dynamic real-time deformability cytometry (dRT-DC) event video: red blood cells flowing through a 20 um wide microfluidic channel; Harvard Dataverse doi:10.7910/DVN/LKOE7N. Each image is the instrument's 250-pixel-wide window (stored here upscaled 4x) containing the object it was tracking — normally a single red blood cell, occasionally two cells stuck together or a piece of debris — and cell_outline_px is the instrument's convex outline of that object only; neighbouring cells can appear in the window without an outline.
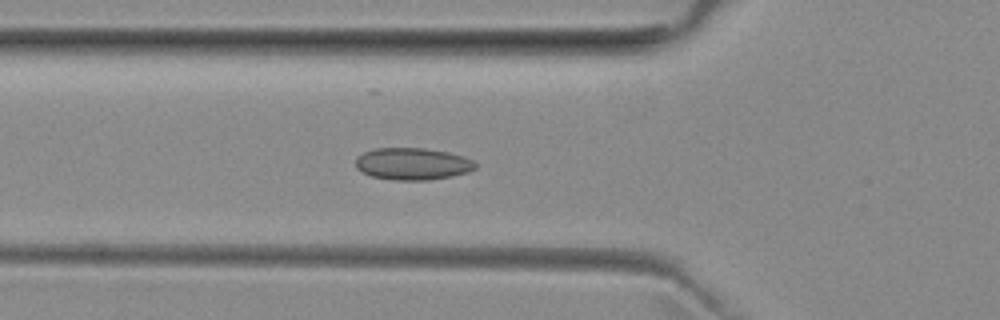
{"species": "common noctule bat (a hibernating species)", "species_latin": "Nyctalus noctula", "temperature_condition": "room temperature", "stored_images_in_passage": 38, "camera_frame_rate_fps": 3000, "um_per_image_px": 0.085, "animal": {"sex": "female", "body_mass_g": 29.2, "forearm_length_mm": 56.3}, "frame": {"image": 1, "passage_image": 4, "time_ms": 1.0, "image_size_px": [1000, 320], "cell_outline_px": [[476, 168], [468, 172], [452, 176], [428, 180], [396, 180], [372, 176], [356, 168], [356, 156], [364, 152], [376, 148], [424, 148], [448, 152], [464, 156], [472, 160], [476, 164]], "centroid_in_image_um": [35.08, 13.92], "position_along_channel_um": 90.7, "area_um2": 22.31}}
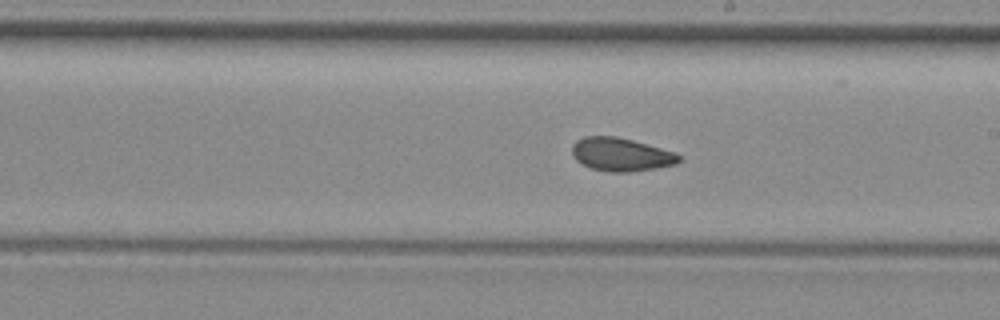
{"frame": {"image": 2, "passage_image": 15, "time_ms": 4.667, "image_size_px": [1000, 320], "cell_outline_px": [[680, 160], [676, 164], [656, 168], [628, 172], [608, 172], [592, 168], [576, 160], [572, 156], [572, 144], [576, 140], [584, 136], [616, 136], [632, 140], [676, 152], [680, 156]], "centroid_in_image_um": [52.77, 13.12], "position_along_channel_um": 236.2, "area_um2": 20.75}}
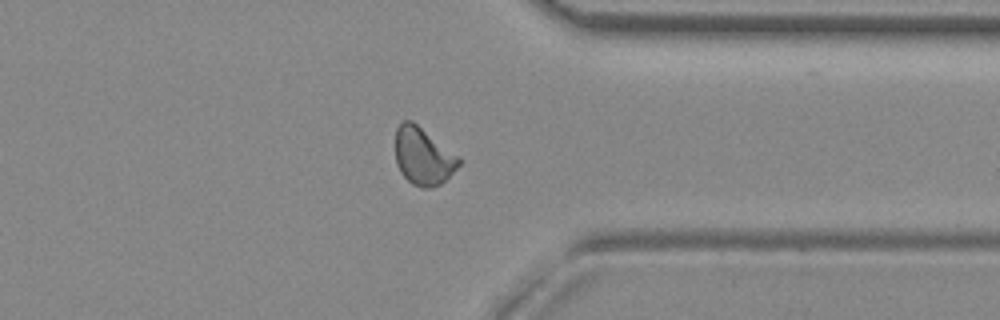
{"frame": {"image": 3, "passage_image": 26, "time_ms": 8.333, "image_size_px": [1000, 320], "cell_outline_px": [[460, 164], [440, 184], [432, 188], [420, 188], [412, 184], [400, 172], [396, 164], [396, 128], [404, 120], [412, 120], [460, 156]], "centroid_in_image_um": [35.96, 13.28], "position_along_channel_um": 375.4, "area_um2": 21.27}, "authors_computed_cell_mechanics": {"area_um2": 20.6924, "velocity_mm_per_s": 3.9589, "shape_relaxation_time_tau1_ms": null, "shape_relaxation_time_tau2_ms": 1.7429, "deformation_change_tau1": null, "deformation_change_tau2": 0.057}}